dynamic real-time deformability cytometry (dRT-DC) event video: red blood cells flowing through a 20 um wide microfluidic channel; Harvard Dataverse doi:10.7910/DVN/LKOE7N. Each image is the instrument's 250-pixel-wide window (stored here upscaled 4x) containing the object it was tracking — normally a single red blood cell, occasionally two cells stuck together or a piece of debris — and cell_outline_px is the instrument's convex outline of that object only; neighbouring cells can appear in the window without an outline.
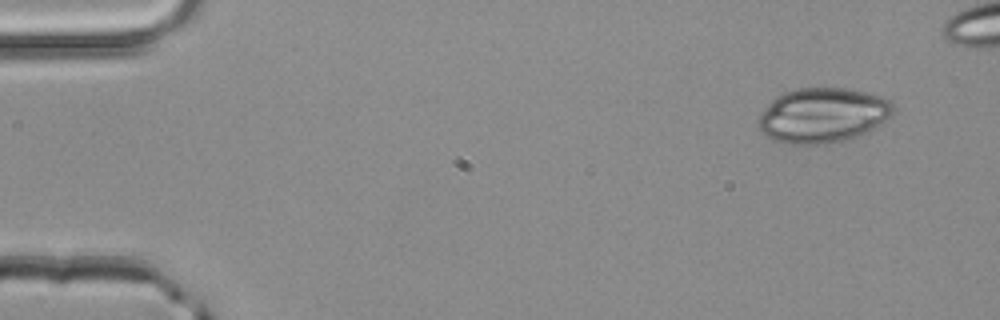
{"species": "common noctule bat (a hibernating species)", "species_latin": "Nyctalus noctula", "temperature_condition": "room temperature", "stored_images_in_passage": 45, "camera_frame_rate_fps": 3000, "um_per_image_px": 0.085, "animal": {"sex": "male", "body_mass_g": 20.4}, "frame": {"image": 1, "passage_image": 1, "time_ms": 0.0, "image_size_px": [1000, 320], "cell_outline_px": [[896, 108], [876, 128], [852, 140], [824, 144], [792, 144], [772, 140], [764, 136], [760, 132], [760, 116], [764, 108], [776, 96], [784, 92], [796, 88], [852, 88], [868, 92], [880, 96], [888, 100]], "centroid_in_image_um": [69.94, 9.81], "position_along_channel_um": 15.1, "area_um2": 43.52}}
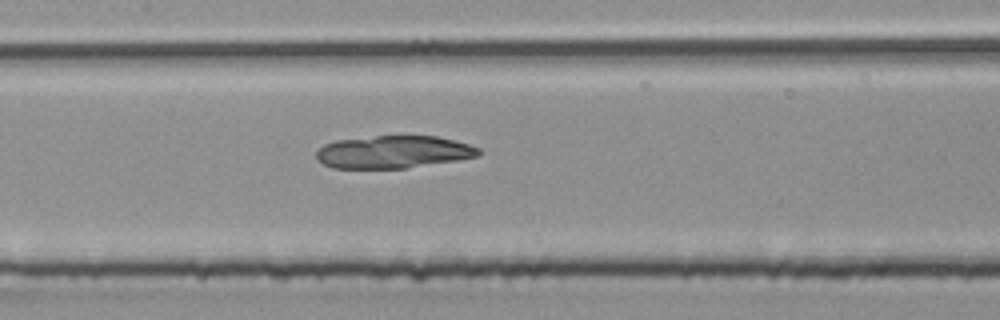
{"frame": {"image": 2, "passage_image": 21, "time_ms": 6.667, "image_size_px": [1000, 320], "cell_outline_px": [[480, 156], [456, 160], [404, 168], [332, 168], [316, 160], [316, 152], [324, 144], [336, 140], [376, 136], [436, 136], [468, 144], [480, 148]], "centroid_in_image_um": [33.41, 12.92], "position_along_channel_um": 174.0, "area_um2": 30.63}}
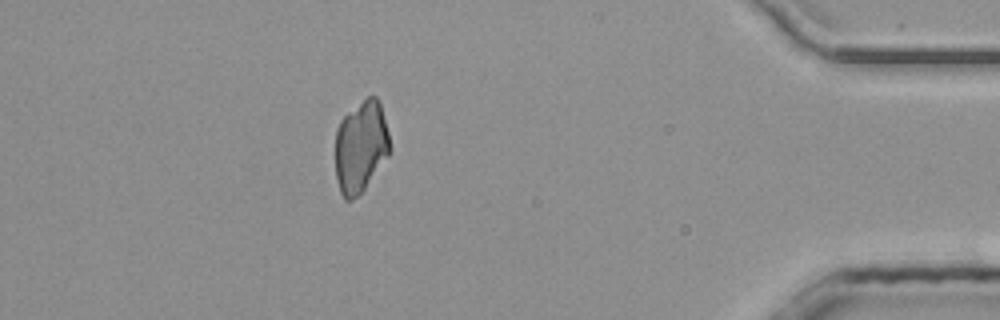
{"frame": {"image": 3, "passage_image": 41, "time_ms": 13.333, "image_size_px": [1000, 320], "cell_outline_px": [[392, 148], [388, 156], [364, 188], [352, 200], [344, 200], [340, 192], [336, 176], [336, 128], [340, 120], [348, 112], [368, 96], [376, 96], [380, 100]], "centroid_in_image_um": [30.67, 12.44], "position_along_channel_um": 404.5, "area_um2": 29.13}}